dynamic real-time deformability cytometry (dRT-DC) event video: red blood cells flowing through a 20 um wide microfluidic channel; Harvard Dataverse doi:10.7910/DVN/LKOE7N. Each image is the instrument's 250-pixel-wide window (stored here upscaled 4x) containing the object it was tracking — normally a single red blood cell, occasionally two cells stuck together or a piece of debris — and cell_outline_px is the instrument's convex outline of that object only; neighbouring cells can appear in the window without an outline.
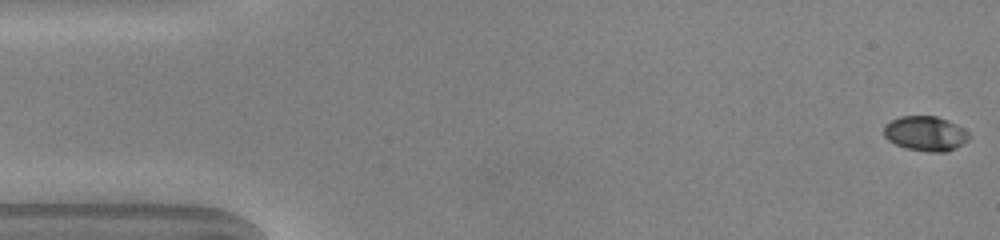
{"species": "common noctule bat (a hibernating species)", "species_latin": "Nyctalus noctula", "temperature_condition": "warm", "stored_images_in_passage": 50, "camera_frame_rate_fps": 3000, "um_per_image_px": 0.085, "animal": {"sex": "male", "body_mass_g": 20.0, "forearm_length_mm": 53.3}, "frame": {"image": 1, "passage_image": 1, "time_ms": 0.0, "image_size_px": [1000, 240], "cell_outline_px": [[972, 136], [968, 140], [956, 148], [944, 152], [928, 152], [904, 148], [888, 140], [884, 136], [884, 124], [900, 116], [936, 116], [948, 120], [956, 124], [968, 132]], "centroid_in_image_um": [78.67, 11.35], "position_along_channel_um": 6.3, "area_um2": 17.4}}
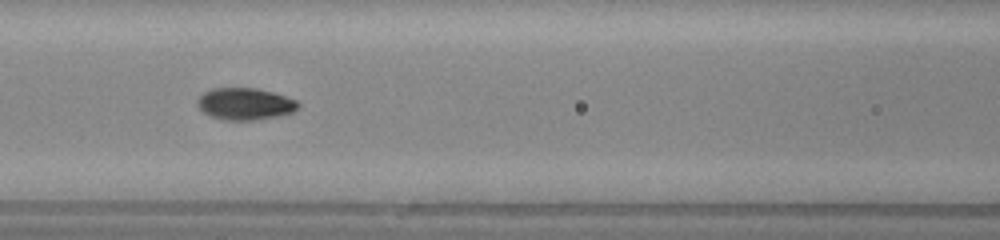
{"frame": {"image": 2, "passage_image": 21, "time_ms": 6.667, "image_size_px": [1000, 240], "cell_outline_px": [[300, 104], [292, 112], [276, 116], [252, 120], [224, 120], [212, 116], [204, 112], [200, 108], [196, 100], [204, 92], [212, 88], [256, 88], [272, 92], [296, 100]], "centroid_in_image_um": [20.8, 8.82], "position_along_channel_um": 145.8, "area_um2": 18.44}}
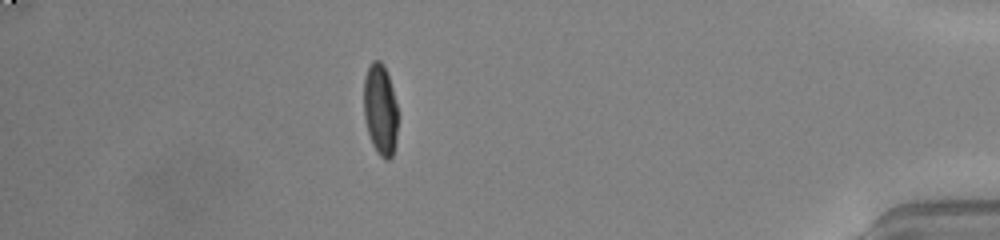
{"frame": {"image": 3, "passage_image": 44, "time_ms": 14.333, "image_size_px": [1000, 240], "cell_outline_px": [[396, 140], [392, 156], [388, 160], [384, 160], [376, 152], [372, 144], [368, 132], [364, 116], [364, 76], [372, 60], [380, 60], [384, 64], [392, 88], [396, 104]], "centroid_in_image_um": [32.3, 9.31], "position_along_channel_um": 402.9, "area_um2": 17.98}, "authors_computed_cell_mechanics": {"area_um2": 17.8602, "velocity_mm_per_s": 4.0348, "shape_relaxation_time_tau1_ms": 3.0097, "shape_relaxation_time_tau2_ms": null, "deformation_change_tau1": 0.1715, "deformation_change_tau2": null}}